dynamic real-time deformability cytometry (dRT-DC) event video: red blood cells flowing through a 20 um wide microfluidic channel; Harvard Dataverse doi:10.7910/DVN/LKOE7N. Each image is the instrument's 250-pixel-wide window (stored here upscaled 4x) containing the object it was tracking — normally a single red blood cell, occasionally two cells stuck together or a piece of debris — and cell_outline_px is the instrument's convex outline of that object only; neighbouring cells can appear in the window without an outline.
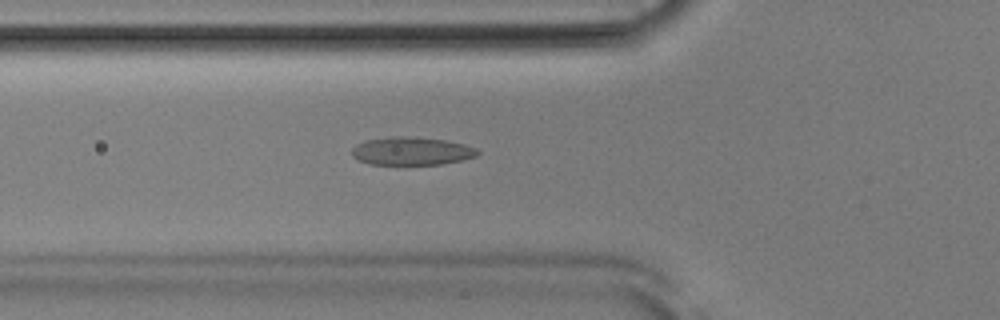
{"species": "Egyptian fruit bat (a non-hibernating species)", "species_latin": "Rousettus aegyptiacus", "temperature_condition": "room temperature", "stored_images_in_passage": 52, "camera_frame_rate_fps": 3000, "um_per_image_px": 0.085, "animal": {"sex": "male"}, "frame": {"image": 1, "passage_image": 18, "time_ms": 5.667, "image_size_px": [1000, 320], "cell_outline_px": [[480, 152], [476, 156], [460, 160], [440, 164], [368, 164], [356, 160], [352, 156], [352, 148], [356, 144], [364, 140], [392, 136], [404, 136], [444, 140], [464, 144], [476, 148]], "centroid_in_image_um": [34.93, 12.84], "position_along_channel_um": 90.9, "area_um2": 20.52}}
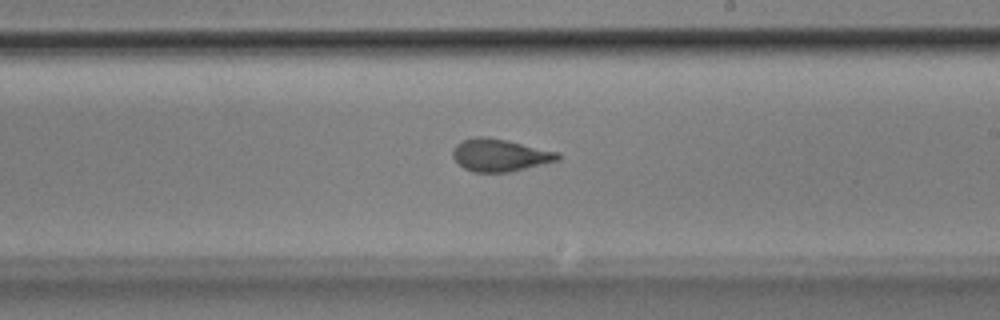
{"frame": {"image": 2, "passage_image": 30, "time_ms": 9.667, "image_size_px": [1000, 320], "cell_outline_px": [[560, 160], [508, 172], [472, 172], [464, 168], [452, 156], [452, 152], [456, 144], [460, 140], [476, 136], [488, 136], [508, 140], [560, 152]], "centroid_in_image_um": [42.49, 13.16], "position_along_channel_um": 246.5, "area_um2": 20.06}}
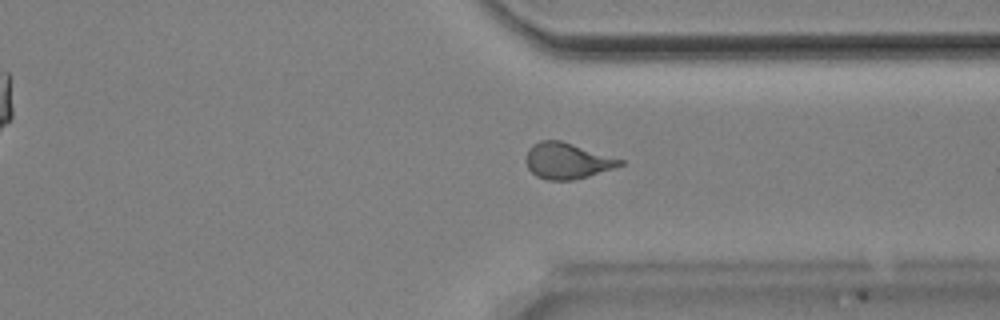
{"frame": {"image": 3, "passage_image": 39, "time_ms": 12.667, "image_size_px": [1000, 320], "cell_outline_px": [[624, 164], [588, 176], [572, 180], [548, 180], [536, 176], [528, 168], [528, 148], [532, 144], [540, 140], [560, 140], [624, 160]], "centroid_in_image_um": [48.2, 13.66], "position_along_channel_um": 363.2, "area_um2": 19.36}, "authors_computed_cell_mechanics": {"area_um2": 20.2878, "velocity_mm_per_s": 3.8804, "shape_relaxation_time_tau1_ms": 6.3423, "shape_relaxation_time_tau2_ms": 1.6863, "deformation_change_tau1": 0.1929, "deformation_change_tau2": 0.0836}}